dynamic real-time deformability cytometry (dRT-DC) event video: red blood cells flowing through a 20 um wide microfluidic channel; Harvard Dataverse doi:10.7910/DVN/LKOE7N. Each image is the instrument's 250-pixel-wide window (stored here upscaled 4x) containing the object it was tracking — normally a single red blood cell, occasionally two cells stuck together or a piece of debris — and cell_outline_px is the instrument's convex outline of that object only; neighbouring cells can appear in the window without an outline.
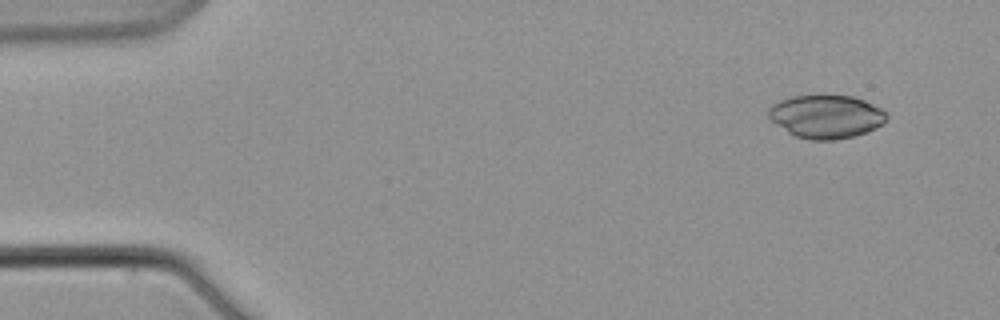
{"species": "common noctule bat (a hibernating species)", "species_latin": "Nyctalus noctula", "temperature_condition": "warm", "stored_images_in_passage": 6, "camera_frame_rate_fps": 3000, "um_per_image_px": 0.085, "animal": {"sex": "male", "body_mass_g": 21.5, "forearm_length_mm": 52.0}, "frame": {"image": 1, "passage_image": 1, "time_ms": 0.0, "image_size_px": [1000, 320], "cell_outline_px": [[888, 120], [884, 124], [876, 128], [852, 136], [836, 140], [808, 140], [796, 136], [788, 132], [776, 124], [768, 116], [768, 108], [772, 104], [780, 100], [792, 96], [852, 96], [864, 100], [880, 108], [888, 116]], "centroid_in_image_um": [70.22, 9.91], "position_along_channel_um": 14.8, "area_um2": 29.65}}
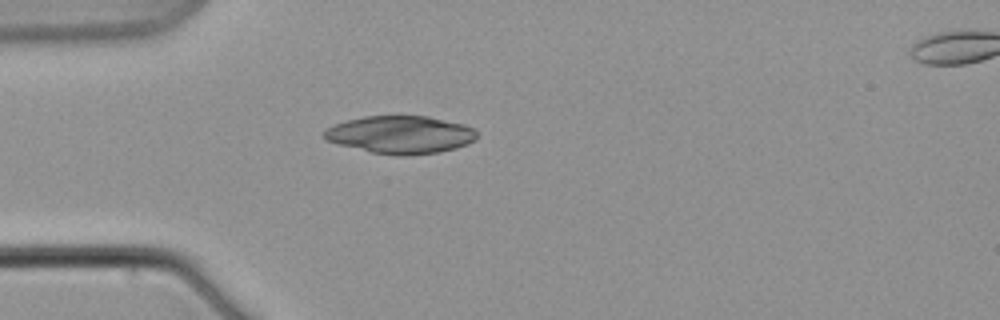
{"frame": {"image": 2, "passage_image": 5, "time_ms": 5.0, "image_size_px": [1000, 320], "cell_outline_px": [[476, 140], [468, 144], [456, 148], [440, 152], [404, 156], [396, 156], [372, 152], [324, 140], [324, 132], [332, 124], [364, 116], [428, 116], [464, 124], [472, 128], [476, 132]], "centroid_in_image_um": [34.06, 11.45], "position_along_channel_um": 50.9, "area_um2": 33.58}}